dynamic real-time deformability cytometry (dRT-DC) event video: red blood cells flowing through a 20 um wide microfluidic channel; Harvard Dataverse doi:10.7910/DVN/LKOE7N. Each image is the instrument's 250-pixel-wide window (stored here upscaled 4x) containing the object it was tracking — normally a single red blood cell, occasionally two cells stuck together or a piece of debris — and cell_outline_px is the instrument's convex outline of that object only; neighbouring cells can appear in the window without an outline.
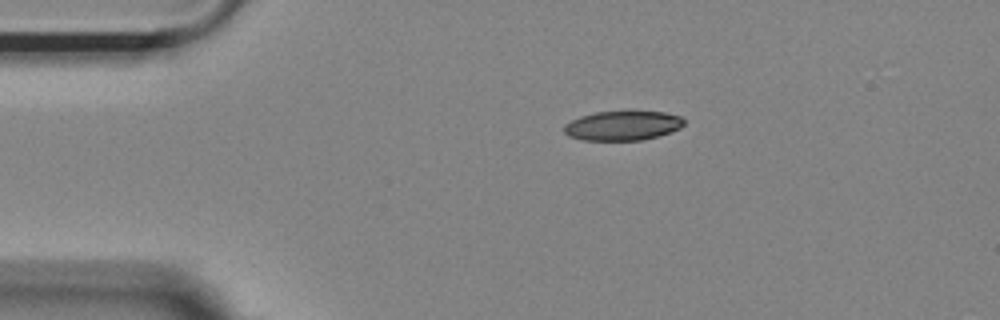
{"species": "Egyptian fruit bat (a non-hibernating species)", "species_latin": "Rousettus aegyptiacus", "temperature_condition": "room temperature", "stored_images_in_passage": 45, "camera_frame_rate_fps": 3000, "um_per_image_px": 0.085, "animal": {"sex": "female"}, "frame": {"image": 1, "passage_image": 1, "time_ms": 0.0, "image_size_px": [1000, 320], "cell_outline_px": [[684, 124], [680, 128], [644, 140], [580, 140], [568, 136], [564, 132], [564, 124], [580, 116], [596, 112], [632, 108], [664, 112], [680, 116], [684, 120]], "centroid_in_image_um": [52.92, 10.63], "position_along_channel_um": 32.1, "area_um2": 21.39}}
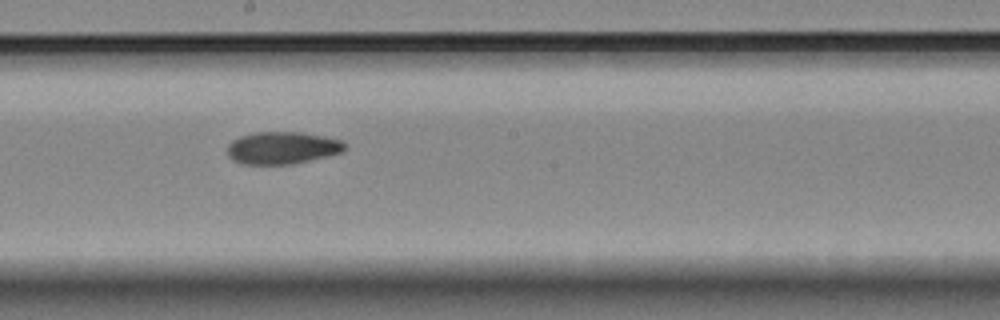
{"frame": {"image": 2, "passage_image": 20, "time_ms": 6.333, "image_size_px": [1000, 320], "cell_outline_px": [[348, 148], [344, 152], [328, 156], [292, 164], [244, 164], [232, 160], [228, 156], [228, 144], [232, 140], [240, 136], [256, 132], [300, 132], [324, 136], [344, 140]], "centroid_in_image_um": [24.04, 12.56], "position_along_channel_um": 224.2, "area_um2": 22.37}}
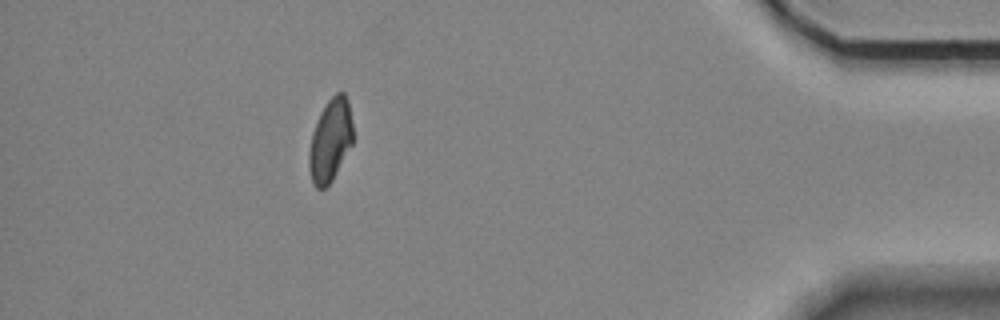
{"frame": {"image": 3, "passage_image": 39, "time_ms": 12.667, "image_size_px": [1000, 320], "cell_outline_px": [[352, 144], [332, 180], [324, 188], [316, 188], [312, 184], [308, 168], [308, 152], [312, 132], [320, 112], [328, 100], [336, 92], [344, 92], [348, 100], [352, 124]], "centroid_in_image_um": [28.05, 11.93], "position_along_channel_um": 407.1, "area_um2": 21.21}, "authors_computed_cell_mechanics": {"area_um2": 22.0796, "velocity_mm_per_s": 3.6895, "shape_relaxation_time_tau1_ms": null, "shape_relaxation_time_tau2_ms": 7.2139, "deformation_change_tau1": null, "deformation_change_tau2": 0.1295}}